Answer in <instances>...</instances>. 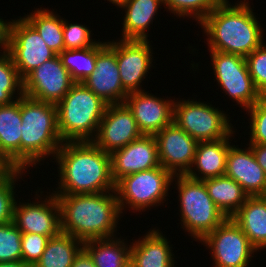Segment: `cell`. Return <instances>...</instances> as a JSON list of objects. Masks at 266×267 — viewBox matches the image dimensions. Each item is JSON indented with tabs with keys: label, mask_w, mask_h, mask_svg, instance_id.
<instances>
[{
	"label": "cell",
	"mask_w": 266,
	"mask_h": 267,
	"mask_svg": "<svg viewBox=\"0 0 266 267\" xmlns=\"http://www.w3.org/2000/svg\"><path fill=\"white\" fill-rule=\"evenodd\" d=\"M55 157L60 177L55 195L115 191L111 156L92 141L63 142Z\"/></svg>",
	"instance_id": "1"
},
{
	"label": "cell",
	"mask_w": 266,
	"mask_h": 267,
	"mask_svg": "<svg viewBox=\"0 0 266 267\" xmlns=\"http://www.w3.org/2000/svg\"><path fill=\"white\" fill-rule=\"evenodd\" d=\"M221 2L199 26L206 34L208 50L247 57L264 42L262 30L249 0ZM230 3V4H229Z\"/></svg>",
	"instance_id": "2"
},
{
	"label": "cell",
	"mask_w": 266,
	"mask_h": 267,
	"mask_svg": "<svg viewBox=\"0 0 266 267\" xmlns=\"http://www.w3.org/2000/svg\"><path fill=\"white\" fill-rule=\"evenodd\" d=\"M55 196L62 232L82 242L116 236L122 218L116 191Z\"/></svg>",
	"instance_id": "3"
},
{
	"label": "cell",
	"mask_w": 266,
	"mask_h": 267,
	"mask_svg": "<svg viewBox=\"0 0 266 267\" xmlns=\"http://www.w3.org/2000/svg\"><path fill=\"white\" fill-rule=\"evenodd\" d=\"M21 169L55 158L63 141L58 131L57 105L21 97ZM46 157V158H45Z\"/></svg>",
	"instance_id": "4"
},
{
	"label": "cell",
	"mask_w": 266,
	"mask_h": 267,
	"mask_svg": "<svg viewBox=\"0 0 266 267\" xmlns=\"http://www.w3.org/2000/svg\"><path fill=\"white\" fill-rule=\"evenodd\" d=\"M107 104L82 83H75L57 104L58 131L63 142L92 141Z\"/></svg>",
	"instance_id": "5"
},
{
	"label": "cell",
	"mask_w": 266,
	"mask_h": 267,
	"mask_svg": "<svg viewBox=\"0 0 266 267\" xmlns=\"http://www.w3.org/2000/svg\"><path fill=\"white\" fill-rule=\"evenodd\" d=\"M174 181L179 193L177 197L180 202L181 228L193 240L201 242L226 217L212 201L203 181L186 175H174L172 182Z\"/></svg>",
	"instance_id": "6"
},
{
	"label": "cell",
	"mask_w": 266,
	"mask_h": 267,
	"mask_svg": "<svg viewBox=\"0 0 266 267\" xmlns=\"http://www.w3.org/2000/svg\"><path fill=\"white\" fill-rule=\"evenodd\" d=\"M174 175L159 167L122 177L115 183L121 214L128 207L132 212H144L166 202Z\"/></svg>",
	"instance_id": "7"
},
{
	"label": "cell",
	"mask_w": 266,
	"mask_h": 267,
	"mask_svg": "<svg viewBox=\"0 0 266 267\" xmlns=\"http://www.w3.org/2000/svg\"><path fill=\"white\" fill-rule=\"evenodd\" d=\"M228 116L209 102L174 97L173 122L198 142L226 138L235 128Z\"/></svg>",
	"instance_id": "8"
},
{
	"label": "cell",
	"mask_w": 266,
	"mask_h": 267,
	"mask_svg": "<svg viewBox=\"0 0 266 267\" xmlns=\"http://www.w3.org/2000/svg\"><path fill=\"white\" fill-rule=\"evenodd\" d=\"M209 52L218 88L236 101V105H240L244 111L252 107L262 96L249 74L245 57L214 50Z\"/></svg>",
	"instance_id": "9"
},
{
	"label": "cell",
	"mask_w": 266,
	"mask_h": 267,
	"mask_svg": "<svg viewBox=\"0 0 266 267\" xmlns=\"http://www.w3.org/2000/svg\"><path fill=\"white\" fill-rule=\"evenodd\" d=\"M201 243L211 251L214 267H249L258 251L232 218H226Z\"/></svg>",
	"instance_id": "10"
},
{
	"label": "cell",
	"mask_w": 266,
	"mask_h": 267,
	"mask_svg": "<svg viewBox=\"0 0 266 267\" xmlns=\"http://www.w3.org/2000/svg\"><path fill=\"white\" fill-rule=\"evenodd\" d=\"M18 18L13 20L11 25L8 54L19 76L24 79L32 70L57 54L47 46L36 29L24 17Z\"/></svg>",
	"instance_id": "11"
},
{
	"label": "cell",
	"mask_w": 266,
	"mask_h": 267,
	"mask_svg": "<svg viewBox=\"0 0 266 267\" xmlns=\"http://www.w3.org/2000/svg\"><path fill=\"white\" fill-rule=\"evenodd\" d=\"M82 84L107 105L125 102L128 93L123 89L119 74L117 64V40H98L96 68Z\"/></svg>",
	"instance_id": "12"
},
{
	"label": "cell",
	"mask_w": 266,
	"mask_h": 267,
	"mask_svg": "<svg viewBox=\"0 0 266 267\" xmlns=\"http://www.w3.org/2000/svg\"><path fill=\"white\" fill-rule=\"evenodd\" d=\"M74 84L59 55H56L23 79V93L29 98L57 105Z\"/></svg>",
	"instance_id": "13"
},
{
	"label": "cell",
	"mask_w": 266,
	"mask_h": 267,
	"mask_svg": "<svg viewBox=\"0 0 266 267\" xmlns=\"http://www.w3.org/2000/svg\"><path fill=\"white\" fill-rule=\"evenodd\" d=\"M35 193L37 195L34 197L37 202L30 201L29 203L30 199L27 203L15 202L12 222L22 233H36L49 238L60 234L62 232L61 211L55 194L48 195L47 193L43 201V191H40L41 196L37 191Z\"/></svg>",
	"instance_id": "14"
},
{
	"label": "cell",
	"mask_w": 266,
	"mask_h": 267,
	"mask_svg": "<svg viewBox=\"0 0 266 267\" xmlns=\"http://www.w3.org/2000/svg\"><path fill=\"white\" fill-rule=\"evenodd\" d=\"M132 111L125 103L107 105L92 142L111 154L141 137Z\"/></svg>",
	"instance_id": "15"
},
{
	"label": "cell",
	"mask_w": 266,
	"mask_h": 267,
	"mask_svg": "<svg viewBox=\"0 0 266 267\" xmlns=\"http://www.w3.org/2000/svg\"><path fill=\"white\" fill-rule=\"evenodd\" d=\"M149 43V40H117L119 74L123 89L128 94L144 90L141 83L154 65L153 49Z\"/></svg>",
	"instance_id": "16"
},
{
	"label": "cell",
	"mask_w": 266,
	"mask_h": 267,
	"mask_svg": "<svg viewBox=\"0 0 266 267\" xmlns=\"http://www.w3.org/2000/svg\"><path fill=\"white\" fill-rule=\"evenodd\" d=\"M154 137L160 165L173 175H185L192 166L199 142L174 122Z\"/></svg>",
	"instance_id": "17"
},
{
	"label": "cell",
	"mask_w": 266,
	"mask_h": 267,
	"mask_svg": "<svg viewBox=\"0 0 266 267\" xmlns=\"http://www.w3.org/2000/svg\"><path fill=\"white\" fill-rule=\"evenodd\" d=\"M157 97L149 91L128 94L125 104L132 111L143 135H155L173 122L174 99Z\"/></svg>",
	"instance_id": "18"
},
{
	"label": "cell",
	"mask_w": 266,
	"mask_h": 267,
	"mask_svg": "<svg viewBox=\"0 0 266 267\" xmlns=\"http://www.w3.org/2000/svg\"><path fill=\"white\" fill-rule=\"evenodd\" d=\"M111 174L116 183L124 176L160 166L158 149L153 135H142L111 154Z\"/></svg>",
	"instance_id": "19"
},
{
	"label": "cell",
	"mask_w": 266,
	"mask_h": 267,
	"mask_svg": "<svg viewBox=\"0 0 266 267\" xmlns=\"http://www.w3.org/2000/svg\"><path fill=\"white\" fill-rule=\"evenodd\" d=\"M225 176L236 181L248 196H266V174L257 163L250 145L245 149L230 145Z\"/></svg>",
	"instance_id": "20"
},
{
	"label": "cell",
	"mask_w": 266,
	"mask_h": 267,
	"mask_svg": "<svg viewBox=\"0 0 266 267\" xmlns=\"http://www.w3.org/2000/svg\"><path fill=\"white\" fill-rule=\"evenodd\" d=\"M235 132L234 129L226 138L217 141L199 142L192 166L185 175L201 181L224 176L230 141Z\"/></svg>",
	"instance_id": "21"
},
{
	"label": "cell",
	"mask_w": 266,
	"mask_h": 267,
	"mask_svg": "<svg viewBox=\"0 0 266 267\" xmlns=\"http://www.w3.org/2000/svg\"><path fill=\"white\" fill-rule=\"evenodd\" d=\"M148 231L138 240H133L134 243L130 242L131 260L135 267H176L173 248L165 234L156 227Z\"/></svg>",
	"instance_id": "22"
},
{
	"label": "cell",
	"mask_w": 266,
	"mask_h": 267,
	"mask_svg": "<svg viewBox=\"0 0 266 267\" xmlns=\"http://www.w3.org/2000/svg\"><path fill=\"white\" fill-rule=\"evenodd\" d=\"M21 98L0 105V155L11 167L21 169Z\"/></svg>",
	"instance_id": "23"
},
{
	"label": "cell",
	"mask_w": 266,
	"mask_h": 267,
	"mask_svg": "<svg viewBox=\"0 0 266 267\" xmlns=\"http://www.w3.org/2000/svg\"><path fill=\"white\" fill-rule=\"evenodd\" d=\"M161 5L164 6L163 0H127L121 3L119 9L125 10L121 39L148 40L149 26Z\"/></svg>",
	"instance_id": "24"
},
{
	"label": "cell",
	"mask_w": 266,
	"mask_h": 267,
	"mask_svg": "<svg viewBox=\"0 0 266 267\" xmlns=\"http://www.w3.org/2000/svg\"><path fill=\"white\" fill-rule=\"evenodd\" d=\"M231 218L258 252L266 248V196H249Z\"/></svg>",
	"instance_id": "25"
},
{
	"label": "cell",
	"mask_w": 266,
	"mask_h": 267,
	"mask_svg": "<svg viewBox=\"0 0 266 267\" xmlns=\"http://www.w3.org/2000/svg\"><path fill=\"white\" fill-rule=\"evenodd\" d=\"M203 182L212 201L226 218H231L249 197L236 181L225 175L208 178Z\"/></svg>",
	"instance_id": "26"
},
{
	"label": "cell",
	"mask_w": 266,
	"mask_h": 267,
	"mask_svg": "<svg viewBox=\"0 0 266 267\" xmlns=\"http://www.w3.org/2000/svg\"><path fill=\"white\" fill-rule=\"evenodd\" d=\"M126 243L116 236L92 239L84 242L83 249L96 267H121L131 259V244Z\"/></svg>",
	"instance_id": "27"
},
{
	"label": "cell",
	"mask_w": 266,
	"mask_h": 267,
	"mask_svg": "<svg viewBox=\"0 0 266 267\" xmlns=\"http://www.w3.org/2000/svg\"><path fill=\"white\" fill-rule=\"evenodd\" d=\"M83 244L81 240L61 232L48 240L45 251L33 267H71Z\"/></svg>",
	"instance_id": "28"
},
{
	"label": "cell",
	"mask_w": 266,
	"mask_h": 267,
	"mask_svg": "<svg viewBox=\"0 0 266 267\" xmlns=\"http://www.w3.org/2000/svg\"><path fill=\"white\" fill-rule=\"evenodd\" d=\"M56 11L45 8H36L23 17L36 29L47 46L59 55L64 49L63 26L64 18Z\"/></svg>",
	"instance_id": "29"
},
{
	"label": "cell",
	"mask_w": 266,
	"mask_h": 267,
	"mask_svg": "<svg viewBox=\"0 0 266 267\" xmlns=\"http://www.w3.org/2000/svg\"><path fill=\"white\" fill-rule=\"evenodd\" d=\"M98 42L87 48L66 50L59 57L75 83H82L96 68Z\"/></svg>",
	"instance_id": "30"
},
{
	"label": "cell",
	"mask_w": 266,
	"mask_h": 267,
	"mask_svg": "<svg viewBox=\"0 0 266 267\" xmlns=\"http://www.w3.org/2000/svg\"><path fill=\"white\" fill-rule=\"evenodd\" d=\"M23 95V79L10 55H0V105L12 104Z\"/></svg>",
	"instance_id": "31"
},
{
	"label": "cell",
	"mask_w": 266,
	"mask_h": 267,
	"mask_svg": "<svg viewBox=\"0 0 266 267\" xmlns=\"http://www.w3.org/2000/svg\"><path fill=\"white\" fill-rule=\"evenodd\" d=\"M25 171L20 168L10 167L0 177V224L10 223L13 220V210L17 194H15V184L19 178H23ZM17 182V183H16ZM16 195V196H15Z\"/></svg>",
	"instance_id": "32"
},
{
	"label": "cell",
	"mask_w": 266,
	"mask_h": 267,
	"mask_svg": "<svg viewBox=\"0 0 266 267\" xmlns=\"http://www.w3.org/2000/svg\"><path fill=\"white\" fill-rule=\"evenodd\" d=\"M165 9L178 18L192 17L199 24L222 1L221 0H163ZM194 18V19H193Z\"/></svg>",
	"instance_id": "33"
},
{
	"label": "cell",
	"mask_w": 266,
	"mask_h": 267,
	"mask_svg": "<svg viewBox=\"0 0 266 267\" xmlns=\"http://www.w3.org/2000/svg\"><path fill=\"white\" fill-rule=\"evenodd\" d=\"M22 232L13 222L0 224V262L22 260Z\"/></svg>",
	"instance_id": "34"
},
{
	"label": "cell",
	"mask_w": 266,
	"mask_h": 267,
	"mask_svg": "<svg viewBox=\"0 0 266 267\" xmlns=\"http://www.w3.org/2000/svg\"><path fill=\"white\" fill-rule=\"evenodd\" d=\"M87 25L70 23L65 18L63 26V40L66 50L83 49L95 45L98 41L92 39Z\"/></svg>",
	"instance_id": "35"
},
{
	"label": "cell",
	"mask_w": 266,
	"mask_h": 267,
	"mask_svg": "<svg viewBox=\"0 0 266 267\" xmlns=\"http://www.w3.org/2000/svg\"><path fill=\"white\" fill-rule=\"evenodd\" d=\"M246 112L250 116L249 144H266V96H262Z\"/></svg>",
	"instance_id": "36"
},
{
	"label": "cell",
	"mask_w": 266,
	"mask_h": 267,
	"mask_svg": "<svg viewBox=\"0 0 266 267\" xmlns=\"http://www.w3.org/2000/svg\"><path fill=\"white\" fill-rule=\"evenodd\" d=\"M266 41L249 54L245 59L253 83L261 94L266 96Z\"/></svg>",
	"instance_id": "37"
},
{
	"label": "cell",
	"mask_w": 266,
	"mask_h": 267,
	"mask_svg": "<svg viewBox=\"0 0 266 267\" xmlns=\"http://www.w3.org/2000/svg\"><path fill=\"white\" fill-rule=\"evenodd\" d=\"M50 238L36 233H22V261L30 266L40 259Z\"/></svg>",
	"instance_id": "38"
},
{
	"label": "cell",
	"mask_w": 266,
	"mask_h": 267,
	"mask_svg": "<svg viewBox=\"0 0 266 267\" xmlns=\"http://www.w3.org/2000/svg\"><path fill=\"white\" fill-rule=\"evenodd\" d=\"M12 22L13 19L11 21H4L0 17V49L3 50L2 52H0V55L8 53Z\"/></svg>",
	"instance_id": "39"
},
{
	"label": "cell",
	"mask_w": 266,
	"mask_h": 267,
	"mask_svg": "<svg viewBox=\"0 0 266 267\" xmlns=\"http://www.w3.org/2000/svg\"><path fill=\"white\" fill-rule=\"evenodd\" d=\"M252 148L253 154L259 166L266 174V144H247Z\"/></svg>",
	"instance_id": "40"
},
{
	"label": "cell",
	"mask_w": 266,
	"mask_h": 267,
	"mask_svg": "<svg viewBox=\"0 0 266 267\" xmlns=\"http://www.w3.org/2000/svg\"><path fill=\"white\" fill-rule=\"evenodd\" d=\"M71 267H96L89 254L82 249L75 257Z\"/></svg>",
	"instance_id": "41"
},
{
	"label": "cell",
	"mask_w": 266,
	"mask_h": 267,
	"mask_svg": "<svg viewBox=\"0 0 266 267\" xmlns=\"http://www.w3.org/2000/svg\"><path fill=\"white\" fill-rule=\"evenodd\" d=\"M0 267H32L27 263L21 261H14V262H0Z\"/></svg>",
	"instance_id": "42"
},
{
	"label": "cell",
	"mask_w": 266,
	"mask_h": 267,
	"mask_svg": "<svg viewBox=\"0 0 266 267\" xmlns=\"http://www.w3.org/2000/svg\"><path fill=\"white\" fill-rule=\"evenodd\" d=\"M11 166L7 161L0 155V177L10 168Z\"/></svg>",
	"instance_id": "43"
},
{
	"label": "cell",
	"mask_w": 266,
	"mask_h": 267,
	"mask_svg": "<svg viewBox=\"0 0 266 267\" xmlns=\"http://www.w3.org/2000/svg\"><path fill=\"white\" fill-rule=\"evenodd\" d=\"M110 3L114 4V6H116V8L123 2L127 1V0H107Z\"/></svg>",
	"instance_id": "44"
},
{
	"label": "cell",
	"mask_w": 266,
	"mask_h": 267,
	"mask_svg": "<svg viewBox=\"0 0 266 267\" xmlns=\"http://www.w3.org/2000/svg\"><path fill=\"white\" fill-rule=\"evenodd\" d=\"M121 267H135L133 261L130 259L128 262L123 264Z\"/></svg>",
	"instance_id": "45"
}]
</instances>
